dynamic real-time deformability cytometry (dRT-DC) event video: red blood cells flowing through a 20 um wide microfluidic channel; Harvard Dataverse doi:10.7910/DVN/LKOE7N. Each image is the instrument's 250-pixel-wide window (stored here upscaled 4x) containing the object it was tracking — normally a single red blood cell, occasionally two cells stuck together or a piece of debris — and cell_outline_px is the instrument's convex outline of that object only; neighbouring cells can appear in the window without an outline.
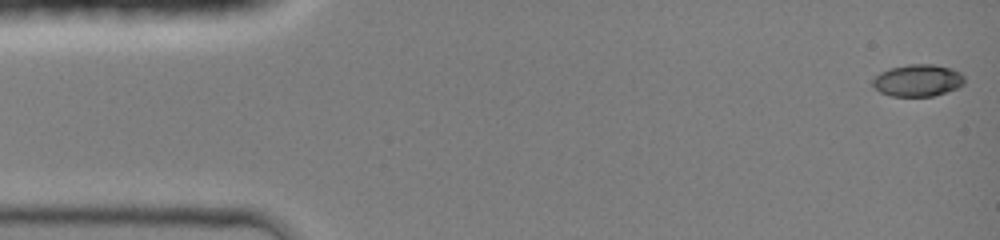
{"species": "common noctule bat (a hibernating species)", "species_latin": "Nyctalus noctula", "temperature_condition": "room temperature", "stored_images_in_passage": 45, "camera_frame_rate_fps": 3000, "um_per_image_px": 0.085, "animal": {"sex": "female", "body_mass_g": 19.0, "forearm_length_mm": 51.5}, "frame": {"image": 1, "passage_image": 1, "time_ms": 0.0, "image_size_px": [1000, 240], "cell_outline_px": [[964, 84], [956, 88], [932, 96], [892, 96], [880, 92], [872, 84], [872, 80], [880, 72], [888, 68], [908, 64], [932, 64], [952, 68], [960, 72], [964, 76]], "centroid_in_image_um": [78.0, 6.82], "position_along_channel_um": 7.0, "area_um2": 17.11}}
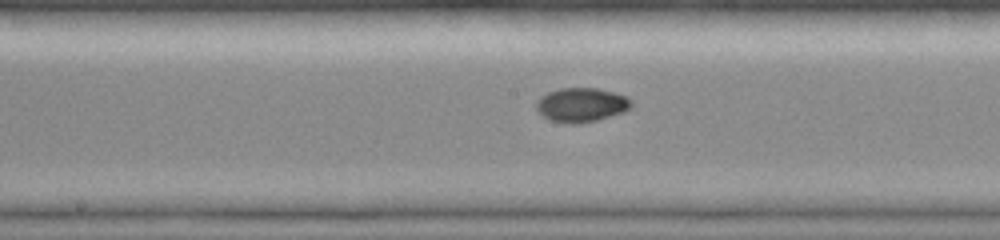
{"frame": {"image": 2, "passage_image": 23, "time_ms": 7.333, "image_size_px": [1000, 240], "cell_outline_px": [[632, 108], [624, 112], [596, 120], [576, 124], [568, 124], [552, 120], [544, 116], [536, 108], [536, 100], [540, 96], [548, 92], [560, 88], [596, 88], [628, 96], [632, 100]], "centroid_in_image_um": [49.44, 8.91], "position_along_channel_um": 198.8, "area_um2": 18.96}}
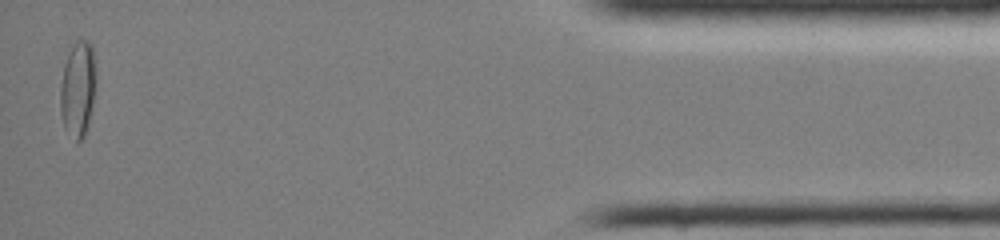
{"frame": {"image": 3, "passage_image": 44, "time_ms": 14.333, "image_size_px": [1000, 240], "cell_outline_px": [[96, 80], [88, 128], [84, 136], [76, 144], [64, 128], [60, 112], [60, 84], [68, 44], [76, 40], [88, 40], [92, 44], [96, 72]], "centroid_in_image_um": [6.6, 7.52], "position_along_channel_um": 428.6, "area_um2": 20.69}, "authors_computed_cell_mechanics": {"area_um2": 17.8602, "velocity_mm_per_s": 4.2705, "shape_relaxation_time_tau1_ms": 7.3241, "shape_relaxation_time_tau2_ms": 1.501, "deformation_change_tau1": 0.2171, "deformation_change_tau2": 0.0241}}